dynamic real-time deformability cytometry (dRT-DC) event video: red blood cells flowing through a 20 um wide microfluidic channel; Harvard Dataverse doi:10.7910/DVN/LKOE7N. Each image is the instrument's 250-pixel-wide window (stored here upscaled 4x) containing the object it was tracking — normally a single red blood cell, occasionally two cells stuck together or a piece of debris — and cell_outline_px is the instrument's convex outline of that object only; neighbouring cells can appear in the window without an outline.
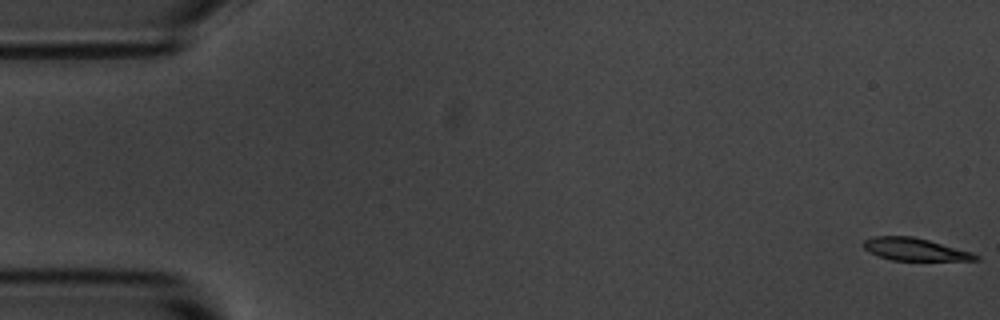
{"species": "common noctule bat (a hibernating species)", "species_latin": "Nyctalus noctula", "temperature_condition": "room temperature", "stored_images_in_passage": 6, "camera_frame_rate_fps": 3000, "um_per_image_px": 0.085, "animal": {"sex": "male", "body_mass_g": 20.1, "forearm_length_mm": 53.5}, "frame": {"image": 1, "passage_image": 1, "time_ms": 0.0, "image_size_px": [1000, 320], "cell_outline_px": [[980, 260], [892, 260], [868, 252], [864, 248], [864, 240], [872, 236], [912, 236], [928, 240], [972, 252], [980, 256]], "centroid_in_image_um": [77.76, 21.19], "position_along_channel_um": 7.2, "area_um2": 14.57}}
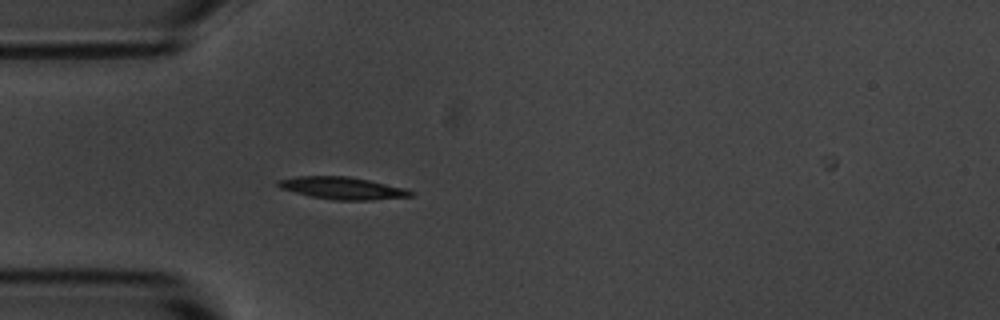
{"frame": {"image": 2, "passage_image": 5, "time_ms": 5.0, "image_size_px": [1000, 320], "cell_outline_px": [[412, 196], [372, 200], [332, 200], [312, 196], [280, 188], [276, 184], [276, 180], [296, 176], [348, 176], [368, 180], [404, 188], [412, 192]], "centroid_in_image_um": [29.06, 15.98], "position_along_channel_um": 55.9, "area_um2": 16.99}}